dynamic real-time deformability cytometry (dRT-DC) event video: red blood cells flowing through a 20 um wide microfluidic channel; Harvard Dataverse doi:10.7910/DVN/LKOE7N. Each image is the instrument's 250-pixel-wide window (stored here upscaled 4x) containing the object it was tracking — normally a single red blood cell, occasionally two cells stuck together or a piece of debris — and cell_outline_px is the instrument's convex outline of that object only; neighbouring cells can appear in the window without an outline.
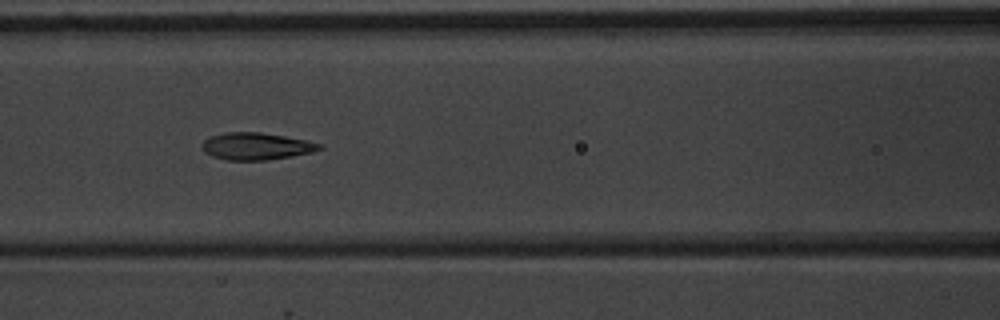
{"species": "common noctule bat (a hibernating species)", "species_latin": "Nyctalus noctula", "temperature_condition": "warm", "stored_images_in_passage": 7, "camera_frame_rate_fps": 3000, "um_per_image_px": 0.085, "animal": {"sex": "male", "body_mass_g": 20.1, "forearm_length_mm": 53.5}, "frame": {"image": 1, "passage_image": 7, "time_ms": 7.0, "image_size_px": [1000, 320], "cell_outline_px": [[324, 148], [312, 152], [292, 156], [268, 160], [228, 160], [212, 156], [204, 152], [200, 144], [208, 136], [224, 132], [260, 132], [284, 136], [324, 144]], "centroid_in_image_um": [21.76, 12.42], "position_along_channel_um": 144.8, "area_um2": 18.73}}